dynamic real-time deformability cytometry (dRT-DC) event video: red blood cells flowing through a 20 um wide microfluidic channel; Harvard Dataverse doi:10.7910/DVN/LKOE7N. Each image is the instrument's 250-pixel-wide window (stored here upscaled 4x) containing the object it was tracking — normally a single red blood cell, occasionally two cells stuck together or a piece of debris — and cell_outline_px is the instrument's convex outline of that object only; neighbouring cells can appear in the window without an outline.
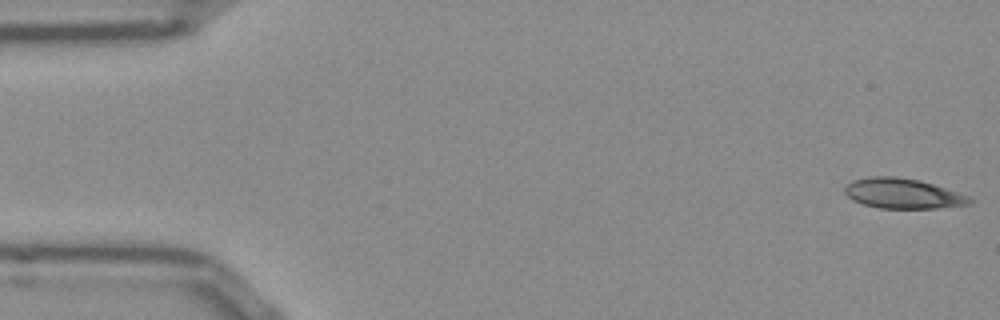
{"species": "Egyptian fruit bat (a non-hibernating species)", "species_latin": "Rousettus aegyptiacus", "temperature_condition": "room temperature", "stored_images_in_passage": 52, "camera_frame_rate_fps": 3000, "um_per_image_px": 0.085, "frame": {"image": 1, "passage_image": 1, "time_ms": 0.0, "image_size_px": [1000, 320], "cell_outline_px": [[976, 200], [972, 204], [936, 208], [880, 208], [864, 204], [852, 200], [844, 192], [844, 188], [852, 180], [868, 176], [896, 176], [920, 180], [968, 196]], "centroid_in_image_um": [76.73, 16.44], "position_along_channel_um": 8.3, "area_um2": 21.91}}
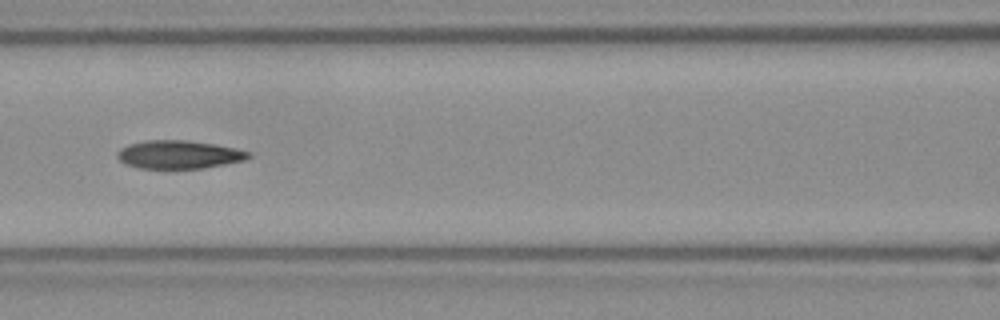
{"frame": {"image": 2, "passage_image": 22, "time_ms": 7.0, "image_size_px": [1000, 320], "cell_outline_px": [[252, 156], [244, 160], [204, 168], [140, 168], [124, 164], [116, 156], [120, 148], [128, 144], [144, 140], [188, 140], [216, 144], [236, 148], [252, 152]], "centroid_in_image_um": [15.21, 13.12], "position_along_channel_um": 151.4, "area_um2": 21.73}}
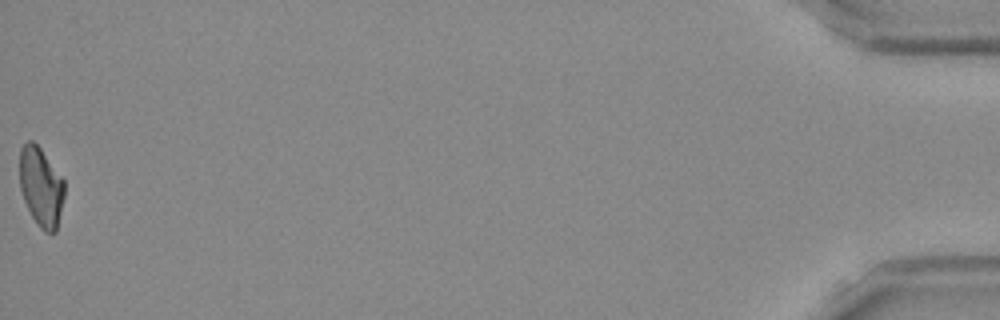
{"frame": {"image": 3, "passage_image": 52, "time_ms": 17.0, "image_size_px": [1000, 320], "cell_outline_px": [[64, 196], [56, 232], [44, 232], [40, 228], [32, 216], [24, 200], [20, 188], [20, 148], [28, 140], [32, 140], [40, 148], [64, 180]], "centroid_in_image_um": [3.48, 15.88], "position_along_channel_um": 431.7, "area_um2": 20.46}, "authors_computed_cell_mechanics": {"area_um2": 21.7039, "velocity_mm_per_s": 3.8575, "shape_relaxation_time_tau1_ms": null, "shape_relaxation_time_tau2_ms": 5.3262, "deformation_change_tau1": null, "deformation_change_tau2": 0.117}}